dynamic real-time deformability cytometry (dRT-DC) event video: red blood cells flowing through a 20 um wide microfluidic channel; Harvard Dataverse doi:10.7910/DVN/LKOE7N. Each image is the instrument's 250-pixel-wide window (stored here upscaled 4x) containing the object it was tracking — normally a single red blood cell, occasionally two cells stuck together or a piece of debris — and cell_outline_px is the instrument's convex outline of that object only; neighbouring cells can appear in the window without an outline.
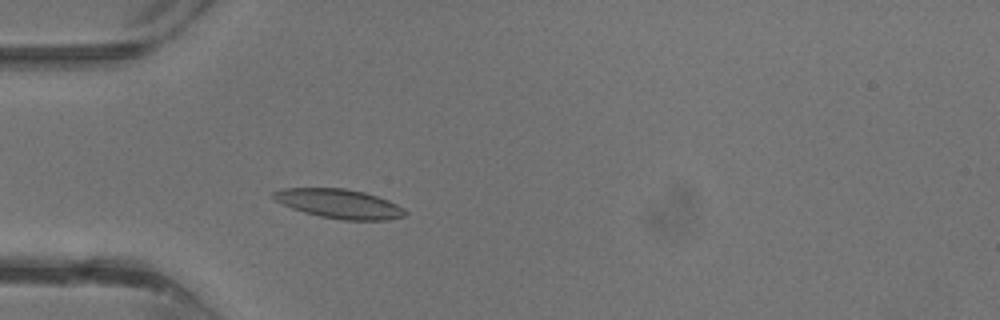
{"species": "common noctule bat (a hibernating species)", "species_latin": "Nyctalus noctula", "temperature_condition": "warm", "stored_images_in_passage": 36, "camera_frame_rate_fps": 3000, "um_per_image_px": 0.085, "animal": {"sex": "male", "body_mass_g": 13.3}, "frame": {"image": 1, "passage_image": 9, "time_ms": 2.667, "image_size_px": [1000, 320], "cell_outline_px": [[408, 212], [404, 216], [384, 220], [340, 220], [320, 216], [304, 212], [292, 208], [276, 200], [272, 196], [272, 192], [284, 188], [344, 188], [364, 192], [388, 200], [404, 208]], "centroid_in_image_um": [28.85, 17.32], "position_along_channel_um": 56.2, "area_um2": 22.31}}
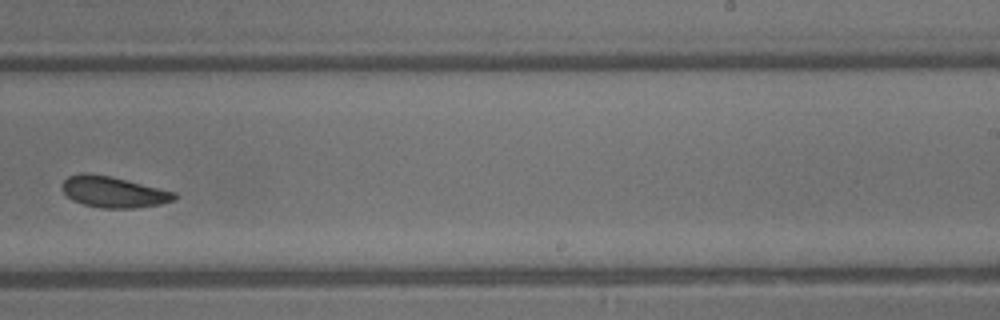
{"frame": {"image": 2, "passage_image": 22, "time_ms": 7.0, "image_size_px": [1000, 320], "cell_outline_px": [[176, 200], [160, 204], [136, 208], [100, 208], [84, 204], [72, 200], [60, 188], [60, 184], [68, 176], [80, 172], [88, 172], [112, 176], [176, 192]], "centroid_in_image_um": [9.61, 16.3], "position_along_channel_um": 279.4, "area_um2": 20.63}}
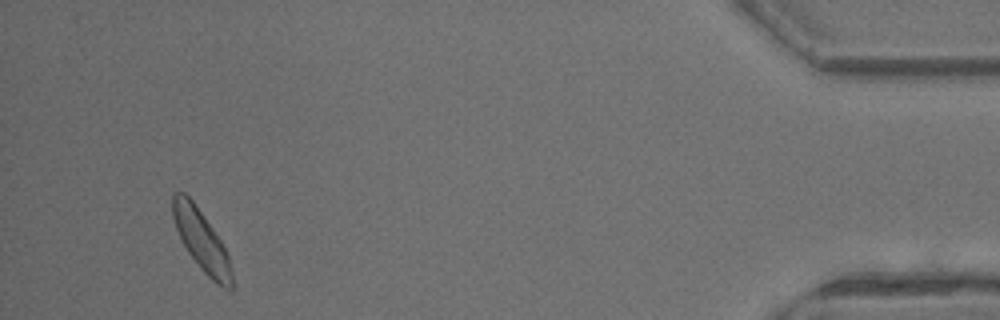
{"frame": {"image": 3, "passage_image": 34, "time_ms": 11.0, "image_size_px": [1000, 320], "cell_outline_px": [[232, 288], [224, 288], [212, 280], [204, 272], [188, 252], [176, 228], [172, 216], [172, 192], [184, 192], [192, 200], [212, 228], [220, 240], [228, 256], [232, 272]], "centroid_in_image_um": [17.1, 20.41], "position_along_channel_um": 418.1, "area_um2": 20.35}}